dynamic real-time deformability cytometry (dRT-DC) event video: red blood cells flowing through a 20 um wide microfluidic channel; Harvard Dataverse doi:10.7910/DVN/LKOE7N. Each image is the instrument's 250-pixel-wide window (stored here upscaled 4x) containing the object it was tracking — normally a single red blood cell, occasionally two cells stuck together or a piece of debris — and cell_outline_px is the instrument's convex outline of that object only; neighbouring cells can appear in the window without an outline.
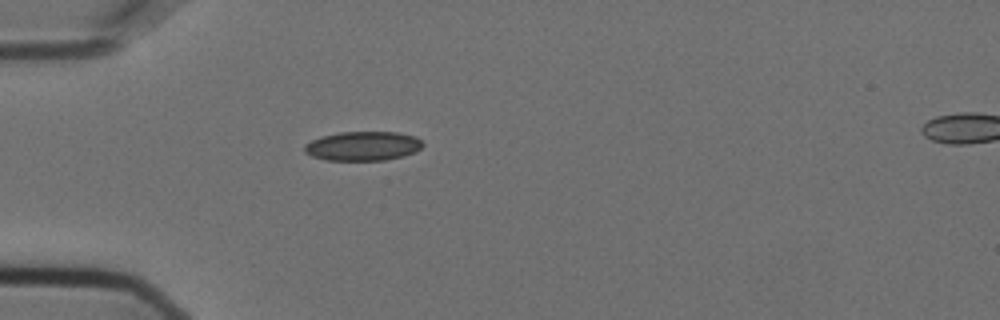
{"species": "Egyptian fruit bat (a non-hibernating species)", "species_latin": "Rousettus aegyptiacus", "temperature_condition": "cold", "stored_images_in_passage": 41, "camera_frame_rate_fps": 3000, "um_per_image_px": 0.085, "animal": {"sex": "female"}, "frame": {"image": 1, "passage_image": 1, "time_ms": 0.0, "image_size_px": [1000, 320], "cell_outline_px": [[424, 144], [416, 152], [404, 156], [384, 160], [328, 160], [312, 156], [304, 152], [304, 144], [320, 136], [340, 132], [400, 132], [416, 136]], "centroid_in_image_um": [30.86, 12.4], "position_along_channel_um": 54.1, "area_um2": 20.29}}
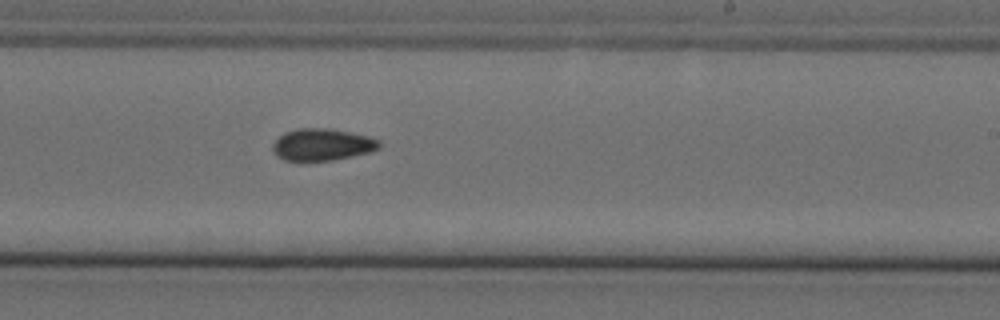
{"frame": {"image": 2, "passage_image": 19, "time_ms": 6.0, "image_size_px": [1000, 320], "cell_outline_px": [[380, 148], [368, 152], [332, 160], [284, 160], [276, 156], [272, 152], [272, 144], [284, 132], [296, 128], [328, 128], [368, 136], [380, 140]], "centroid_in_image_um": [27.35, 12.28], "position_along_channel_um": 261.7, "area_um2": 19.71}}
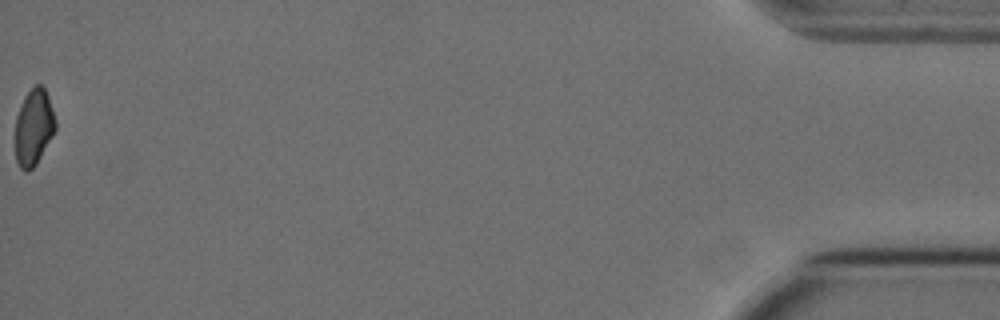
{"frame": {"image": 3, "passage_image": 41, "time_ms": 13.333, "image_size_px": [1000, 320], "cell_outline_px": [[56, 128], [52, 136], [36, 164], [28, 172], [24, 172], [20, 168], [16, 160], [16, 116], [20, 104], [24, 96], [36, 84], [40, 84], [44, 88], [48, 96], [56, 120]], "centroid_in_image_um": [2.86, 10.81], "position_along_channel_um": 432.3, "area_um2": 17.8}, "authors_computed_cell_mechanics": {"area_um2": 19.652, "velocity_mm_per_s": 3.6167, "shape_relaxation_time_tau1_ms": null, "shape_relaxation_time_tau2_ms": 5.131, "deformation_change_tau1": null, "deformation_change_tau2": 0.0941}}